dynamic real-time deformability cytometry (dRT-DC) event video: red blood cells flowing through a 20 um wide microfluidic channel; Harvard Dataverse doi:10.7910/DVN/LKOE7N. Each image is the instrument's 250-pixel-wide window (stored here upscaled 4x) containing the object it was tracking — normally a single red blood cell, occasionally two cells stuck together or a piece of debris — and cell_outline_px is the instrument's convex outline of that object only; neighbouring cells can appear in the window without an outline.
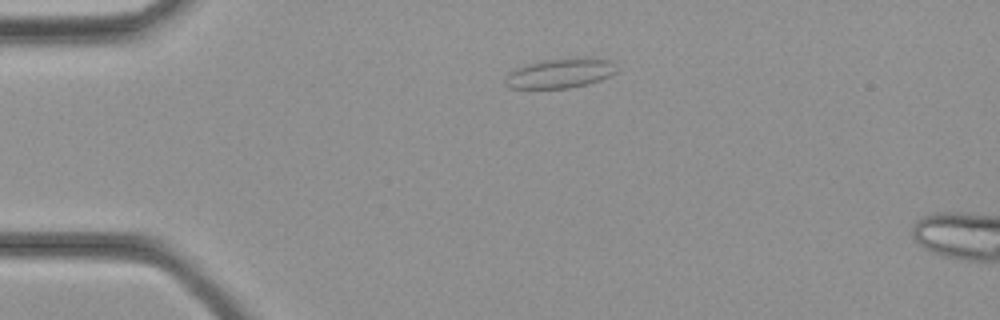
{"species": "common noctule bat (a hibernating species)", "species_latin": "Nyctalus noctula", "temperature_condition": "cold", "stored_images_in_passage": 29, "camera_frame_rate_fps": 3000, "um_per_image_px": 0.085, "animal": {"sex": "female", "body_mass_g": 21.9}, "frame": {"image": 1, "passage_image": 1, "time_ms": 0.0, "image_size_px": [1000, 320], "cell_outline_px": [[620, 72], [612, 76], [588, 84], [568, 88], [508, 88], [504, 80], [508, 72], [516, 68], [528, 64], [544, 60], [584, 56], [612, 60]], "centroid_in_image_um": [47.7, 6.21], "position_along_channel_um": 37.3, "area_um2": 19.71}}
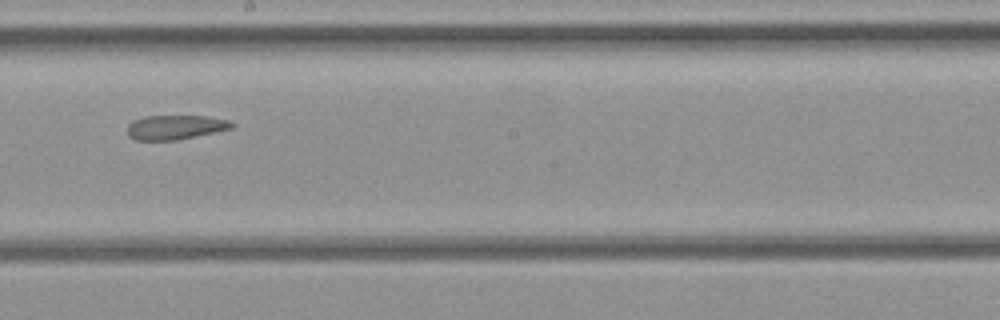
{"frame": {"image": 2, "passage_image": 13, "time_ms": 4.0, "image_size_px": [1000, 320], "cell_outline_px": [[236, 124], [232, 128], [196, 136], [176, 140], [136, 140], [128, 136], [128, 124], [132, 120], [144, 116], [204, 116], [228, 120]], "centroid_in_image_um": [14.87, 10.81], "position_along_channel_um": 233.3, "area_um2": 14.8}}
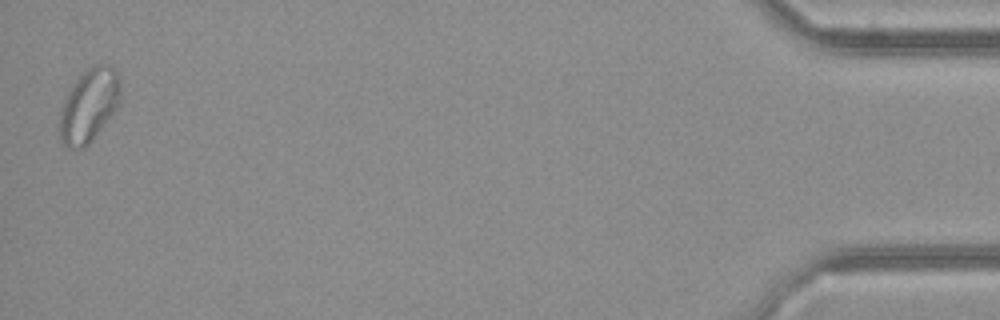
{"frame": {"image": 3, "passage_image": 28, "time_ms": 9.0, "image_size_px": [1000, 320], "cell_outline_px": [[120, 100], [116, 108], [92, 140], [84, 148], [68, 148], [60, 140], [60, 112], [64, 100], [68, 92], [80, 72], [96, 64], [108, 64], [116, 72], [120, 80]], "centroid_in_image_um": [7.56, 8.94], "position_along_channel_um": 427.6, "area_um2": 25.78}}